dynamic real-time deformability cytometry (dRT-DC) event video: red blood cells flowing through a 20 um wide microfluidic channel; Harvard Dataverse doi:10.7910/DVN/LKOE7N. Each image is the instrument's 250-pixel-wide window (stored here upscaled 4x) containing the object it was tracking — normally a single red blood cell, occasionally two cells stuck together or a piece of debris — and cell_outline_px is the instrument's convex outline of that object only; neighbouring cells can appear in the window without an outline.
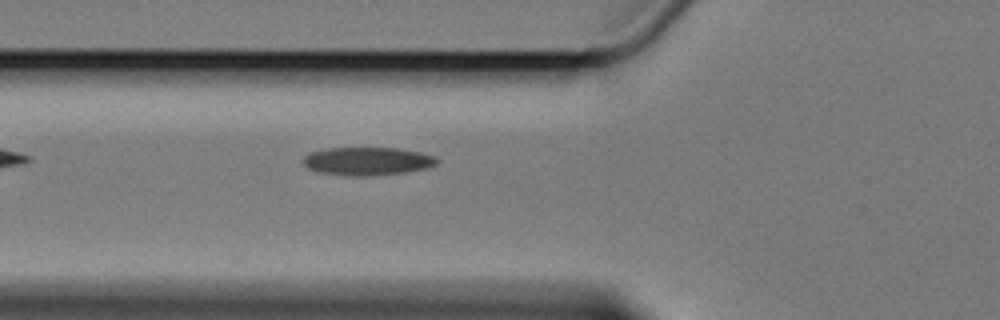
{"species": "Egyptian fruit bat (a non-hibernating species)", "species_latin": "Rousettus aegyptiacus", "temperature_condition": "cold", "stored_images_in_passage": 2, "camera_frame_rate_fps": 3000, "um_per_image_px": 0.085, "animal": {"sex": "female"}, "frame": {"image": 1, "passage_image": 2, "time_ms": 1.0, "image_size_px": [1000, 320], "cell_outline_px": [[440, 160], [436, 164], [428, 168], [404, 172], [368, 176], [348, 176], [316, 172], [308, 168], [304, 164], [304, 156], [308, 152], [328, 148], [396, 148], [420, 152], [436, 156]], "centroid_in_image_um": [31.23, 13.7], "position_along_channel_um": 94.6, "area_um2": 22.08}}